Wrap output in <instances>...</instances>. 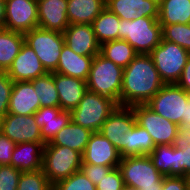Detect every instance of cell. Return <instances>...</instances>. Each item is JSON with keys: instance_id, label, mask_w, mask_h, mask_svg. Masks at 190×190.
Wrapping results in <instances>:
<instances>
[{"instance_id": "44", "label": "cell", "mask_w": 190, "mask_h": 190, "mask_svg": "<svg viewBox=\"0 0 190 190\" xmlns=\"http://www.w3.org/2000/svg\"><path fill=\"white\" fill-rule=\"evenodd\" d=\"M176 84L190 94V58L187 60L182 75Z\"/></svg>"}, {"instance_id": "18", "label": "cell", "mask_w": 190, "mask_h": 190, "mask_svg": "<svg viewBox=\"0 0 190 190\" xmlns=\"http://www.w3.org/2000/svg\"><path fill=\"white\" fill-rule=\"evenodd\" d=\"M105 7L123 20L159 16V0H106Z\"/></svg>"}, {"instance_id": "47", "label": "cell", "mask_w": 190, "mask_h": 190, "mask_svg": "<svg viewBox=\"0 0 190 190\" xmlns=\"http://www.w3.org/2000/svg\"><path fill=\"white\" fill-rule=\"evenodd\" d=\"M184 177L186 179L187 188L190 190V173L186 174Z\"/></svg>"}, {"instance_id": "24", "label": "cell", "mask_w": 190, "mask_h": 190, "mask_svg": "<svg viewBox=\"0 0 190 190\" xmlns=\"http://www.w3.org/2000/svg\"><path fill=\"white\" fill-rule=\"evenodd\" d=\"M122 143L121 157L150 155L155 148L149 133L137 123L125 133Z\"/></svg>"}, {"instance_id": "2", "label": "cell", "mask_w": 190, "mask_h": 190, "mask_svg": "<svg viewBox=\"0 0 190 190\" xmlns=\"http://www.w3.org/2000/svg\"><path fill=\"white\" fill-rule=\"evenodd\" d=\"M127 41L137 54H150L162 40V26L158 18L120 19L118 40Z\"/></svg>"}, {"instance_id": "30", "label": "cell", "mask_w": 190, "mask_h": 190, "mask_svg": "<svg viewBox=\"0 0 190 190\" xmlns=\"http://www.w3.org/2000/svg\"><path fill=\"white\" fill-rule=\"evenodd\" d=\"M100 54L122 68L127 67L138 55L127 41L121 39L103 43Z\"/></svg>"}, {"instance_id": "46", "label": "cell", "mask_w": 190, "mask_h": 190, "mask_svg": "<svg viewBox=\"0 0 190 190\" xmlns=\"http://www.w3.org/2000/svg\"><path fill=\"white\" fill-rule=\"evenodd\" d=\"M5 23V0H0V29L4 28Z\"/></svg>"}, {"instance_id": "1", "label": "cell", "mask_w": 190, "mask_h": 190, "mask_svg": "<svg viewBox=\"0 0 190 190\" xmlns=\"http://www.w3.org/2000/svg\"><path fill=\"white\" fill-rule=\"evenodd\" d=\"M149 54H138L124 68L121 106L146 104L164 86Z\"/></svg>"}, {"instance_id": "17", "label": "cell", "mask_w": 190, "mask_h": 190, "mask_svg": "<svg viewBox=\"0 0 190 190\" xmlns=\"http://www.w3.org/2000/svg\"><path fill=\"white\" fill-rule=\"evenodd\" d=\"M38 27L64 32L70 22L67 17V0H37Z\"/></svg>"}, {"instance_id": "41", "label": "cell", "mask_w": 190, "mask_h": 190, "mask_svg": "<svg viewBox=\"0 0 190 190\" xmlns=\"http://www.w3.org/2000/svg\"><path fill=\"white\" fill-rule=\"evenodd\" d=\"M16 144L0 132V165H11V157Z\"/></svg>"}, {"instance_id": "5", "label": "cell", "mask_w": 190, "mask_h": 190, "mask_svg": "<svg viewBox=\"0 0 190 190\" xmlns=\"http://www.w3.org/2000/svg\"><path fill=\"white\" fill-rule=\"evenodd\" d=\"M117 106L114 100L87 90L78 106L70 112L71 120L92 132H99Z\"/></svg>"}, {"instance_id": "21", "label": "cell", "mask_w": 190, "mask_h": 190, "mask_svg": "<svg viewBox=\"0 0 190 190\" xmlns=\"http://www.w3.org/2000/svg\"><path fill=\"white\" fill-rule=\"evenodd\" d=\"M34 117L41 128V136L45 143L50 142L71 121V113L60 107H41Z\"/></svg>"}, {"instance_id": "43", "label": "cell", "mask_w": 190, "mask_h": 190, "mask_svg": "<svg viewBox=\"0 0 190 190\" xmlns=\"http://www.w3.org/2000/svg\"><path fill=\"white\" fill-rule=\"evenodd\" d=\"M190 144V126H179L178 133L174 139L172 146L174 148L183 149Z\"/></svg>"}, {"instance_id": "8", "label": "cell", "mask_w": 190, "mask_h": 190, "mask_svg": "<svg viewBox=\"0 0 190 190\" xmlns=\"http://www.w3.org/2000/svg\"><path fill=\"white\" fill-rule=\"evenodd\" d=\"M25 43L30 46L48 73L57 69L59 57L65 44L62 32L36 27L24 33Z\"/></svg>"}, {"instance_id": "3", "label": "cell", "mask_w": 190, "mask_h": 190, "mask_svg": "<svg viewBox=\"0 0 190 190\" xmlns=\"http://www.w3.org/2000/svg\"><path fill=\"white\" fill-rule=\"evenodd\" d=\"M124 68L103 57L94 56L86 85L88 91L114 100L121 106V88Z\"/></svg>"}, {"instance_id": "48", "label": "cell", "mask_w": 190, "mask_h": 190, "mask_svg": "<svg viewBox=\"0 0 190 190\" xmlns=\"http://www.w3.org/2000/svg\"><path fill=\"white\" fill-rule=\"evenodd\" d=\"M122 190H139V189L134 188L133 186H129V185L124 184Z\"/></svg>"}, {"instance_id": "36", "label": "cell", "mask_w": 190, "mask_h": 190, "mask_svg": "<svg viewBox=\"0 0 190 190\" xmlns=\"http://www.w3.org/2000/svg\"><path fill=\"white\" fill-rule=\"evenodd\" d=\"M20 175L12 165H0V190H17Z\"/></svg>"}, {"instance_id": "20", "label": "cell", "mask_w": 190, "mask_h": 190, "mask_svg": "<svg viewBox=\"0 0 190 190\" xmlns=\"http://www.w3.org/2000/svg\"><path fill=\"white\" fill-rule=\"evenodd\" d=\"M54 83L58 91L59 107L69 112L78 106L88 90L86 81L56 72H54Z\"/></svg>"}, {"instance_id": "12", "label": "cell", "mask_w": 190, "mask_h": 190, "mask_svg": "<svg viewBox=\"0 0 190 190\" xmlns=\"http://www.w3.org/2000/svg\"><path fill=\"white\" fill-rule=\"evenodd\" d=\"M0 132L15 144L26 142H44L41 128L33 115L7 114L0 118Z\"/></svg>"}, {"instance_id": "27", "label": "cell", "mask_w": 190, "mask_h": 190, "mask_svg": "<svg viewBox=\"0 0 190 190\" xmlns=\"http://www.w3.org/2000/svg\"><path fill=\"white\" fill-rule=\"evenodd\" d=\"M24 42V33L0 29V72H7Z\"/></svg>"}, {"instance_id": "28", "label": "cell", "mask_w": 190, "mask_h": 190, "mask_svg": "<svg viewBox=\"0 0 190 190\" xmlns=\"http://www.w3.org/2000/svg\"><path fill=\"white\" fill-rule=\"evenodd\" d=\"M161 25L190 24V0H159Z\"/></svg>"}, {"instance_id": "10", "label": "cell", "mask_w": 190, "mask_h": 190, "mask_svg": "<svg viewBox=\"0 0 190 190\" xmlns=\"http://www.w3.org/2000/svg\"><path fill=\"white\" fill-rule=\"evenodd\" d=\"M136 117V123L144 128L155 146L172 145L178 133V125L155 113L146 104L131 106Z\"/></svg>"}, {"instance_id": "14", "label": "cell", "mask_w": 190, "mask_h": 190, "mask_svg": "<svg viewBox=\"0 0 190 190\" xmlns=\"http://www.w3.org/2000/svg\"><path fill=\"white\" fill-rule=\"evenodd\" d=\"M135 123L136 117L132 107L118 105L102 124L99 133L106 137L121 152L124 135L131 130Z\"/></svg>"}, {"instance_id": "34", "label": "cell", "mask_w": 190, "mask_h": 190, "mask_svg": "<svg viewBox=\"0 0 190 190\" xmlns=\"http://www.w3.org/2000/svg\"><path fill=\"white\" fill-rule=\"evenodd\" d=\"M17 190H53V185L48 180L42 169L21 172Z\"/></svg>"}, {"instance_id": "22", "label": "cell", "mask_w": 190, "mask_h": 190, "mask_svg": "<svg viewBox=\"0 0 190 190\" xmlns=\"http://www.w3.org/2000/svg\"><path fill=\"white\" fill-rule=\"evenodd\" d=\"M45 144V142H26L16 144L11 157V165L21 172L42 169Z\"/></svg>"}, {"instance_id": "40", "label": "cell", "mask_w": 190, "mask_h": 190, "mask_svg": "<svg viewBox=\"0 0 190 190\" xmlns=\"http://www.w3.org/2000/svg\"><path fill=\"white\" fill-rule=\"evenodd\" d=\"M190 173V144L183 149L176 148V176Z\"/></svg>"}, {"instance_id": "38", "label": "cell", "mask_w": 190, "mask_h": 190, "mask_svg": "<svg viewBox=\"0 0 190 190\" xmlns=\"http://www.w3.org/2000/svg\"><path fill=\"white\" fill-rule=\"evenodd\" d=\"M95 186L96 190H122L124 182L118 167L112 168Z\"/></svg>"}, {"instance_id": "37", "label": "cell", "mask_w": 190, "mask_h": 190, "mask_svg": "<svg viewBox=\"0 0 190 190\" xmlns=\"http://www.w3.org/2000/svg\"><path fill=\"white\" fill-rule=\"evenodd\" d=\"M13 83L6 72H0V118L8 114Z\"/></svg>"}, {"instance_id": "15", "label": "cell", "mask_w": 190, "mask_h": 190, "mask_svg": "<svg viewBox=\"0 0 190 190\" xmlns=\"http://www.w3.org/2000/svg\"><path fill=\"white\" fill-rule=\"evenodd\" d=\"M7 75L13 82L32 81L48 72L43 67L34 50L25 42L19 54L7 70Z\"/></svg>"}, {"instance_id": "13", "label": "cell", "mask_w": 190, "mask_h": 190, "mask_svg": "<svg viewBox=\"0 0 190 190\" xmlns=\"http://www.w3.org/2000/svg\"><path fill=\"white\" fill-rule=\"evenodd\" d=\"M118 149L99 132H93L82 154V163L116 168L121 162Z\"/></svg>"}, {"instance_id": "42", "label": "cell", "mask_w": 190, "mask_h": 190, "mask_svg": "<svg viewBox=\"0 0 190 190\" xmlns=\"http://www.w3.org/2000/svg\"><path fill=\"white\" fill-rule=\"evenodd\" d=\"M162 190H188L184 176H164Z\"/></svg>"}, {"instance_id": "26", "label": "cell", "mask_w": 190, "mask_h": 190, "mask_svg": "<svg viewBox=\"0 0 190 190\" xmlns=\"http://www.w3.org/2000/svg\"><path fill=\"white\" fill-rule=\"evenodd\" d=\"M92 133L89 129L83 128L71 120L48 143L50 145L66 146L83 154Z\"/></svg>"}, {"instance_id": "31", "label": "cell", "mask_w": 190, "mask_h": 190, "mask_svg": "<svg viewBox=\"0 0 190 190\" xmlns=\"http://www.w3.org/2000/svg\"><path fill=\"white\" fill-rule=\"evenodd\" d=\"M40 107H59V96L54 83V72L32 80Z\"/></svg>"}, {"instance_id": "7", "label": "cell", "mask_w": 190, "mask_h": 190, "mask_svg": "<svg viewBox=\"0 0 190 190\" xmlns=\"http://www.w3.org/2000/svg\"><path fill=\"white\" fill-rule=\"evenodd\" d=\"M164 84H176L183 72L190 52L166 40L149 54Z\"/></svg>"}, {"instance_id": "35", "label": "cell", "mask_w": 190, "mask_h": 190, "mask_svg": "<svg viewBox=\"0 0 190 190\" xmlns=\"http://www.w3.org/2000/svg\"><path fill=\"white\" fill-rule=\"evenodd\" d=\"M53 190H96V186L79 170L55 183Z\"/></svg>"}, {"instance_id": "25", "label": "cell", "mask_w": 190, "mask_h": 190, "mask_svg": "<svg viewBox=\"0 0 190 190\" xmlns=\"http://www.w3.org/2000/svg\"><path fill=\"white\" fill-rule=\"evenodd\" d=\"M106 0H67V17L70 24H92L105 8Z\"/></svg>"}, {"instance_id": "29", "label": "cell", "mask_w": 190, "mask_h": 190, "mask_svg": "<svg viewBox=\"0 0 190 190\" xmlns=\"http://www.w3.org/2000/svg\"><path fill=\"white\" fill-rule=\"evenodd\" d=\"M120 18L107 7L92 22V27L97 41L103 43L118 40V26Z\"/></svg>"}, {"instance_id": "39", "label": "cell", "mask_w": 190, "mask_h": 190, "mask_svg": "<svg viewBox=\"0 0 190 190\" xmlns=\"http://www.w3.org/2000/svg\"><path fill=\"white\" fill-rule=\"evenodd\" d=\"M113 167L103 166V165H93L88 163H82L80 170L84 175L89 178L94 185L98 184L104 175L112 169Z\"/></svg>"}, {"instance_id": "6", "label": "cell", "mask_w": 190, "mask_h": 190, "mask_svg": "<svg viewBox=\"0 0 190 190\" xmlns=\"http://www.w3.org/2000/svg\"><path fill=\"white\" fill-rule=\"evenodd\" d=\"M81 165L80 152L66 146L45 144L42 170L52 185L79 171Z\"/></svg>"}, {"instance_id": "4", "label": "cell", "mask_w": 190, "mask_h": 190, "mask_svg": "<svg viewBox=\"0 0 190 190\" xmlns=\"http://www.w3.org/2000/svg\"><path fill=\"white\" fill-rule=\"evenodd\" d=\"M118 169L126 185L139 190H162L164 176L149 155L123 157Z\"/></svg>"}, {"instance_id": "19", "label": "cell", "mask_w": 190, "mask_h": 190, "mask_svg": "<svg viewBox=\"0 0 190 190\" xmlns=\"http://www.w3.org/2000/svg\"><path fill=\"white\" fill-rule=\"evenodd\" d=\"M40 100L32 81L13 83L8 113L17 115H33L40 109Z\"/></svg>"}, {"instance_id": "11", "label": "cell", "mask_w": 190, "mask_h": 190, "mask_svg": "<svg viewBox=\"0 0 190 190\" xmlns=\"http://www.w3.org/2000/svg\"><path fill=\"white\" fill-rule=\"evenodd\" d=\"M36 27L37 0H5V29L25 33Z\"/></svg>"}, {"instance_id": "32", "label": "cell", "mask_w": 190, "mask_h": 190, "mask_svg": "<svg viewBox=\"0 0 190 190\" xmlns=\"http://www.w3.org/2000/svg\"><path fill=\"white\" fill-rule=\"evenodd\" d=\"M149 156L163 176H176V148L172 145L155 146Z\"/></svg>"}, {"instance_id": "45", "label": "cell", "mask_w": 190, "mask_h": 190, "mask_svg": "<svg viewBox=\"0 0 190 190\" xmlns=\"http://www.w3.org/2000/svg\"><path fill=\"white\" fill-rule=\"evenodd\" d=\"M180 126H190V94L186 105L185 117L182 119Z\"/></svg>"}, {"instance_id": "16", "label": "cell", "mask_w": 190, "mask_h": 190, "mask_svg": "<svg viewBox=\"0 0 190 190\" xmlns=\"http://www.w3.org/2000/svg\"><path fill=\"white\" fill-rule=\"evenodd\" d=\"M65 45L81 56H96L101 45L96 39L91 24H69L63 32Z\"/></svg>"}, {"instance_id": "23", "label": "cell", "mask_w": 190, "mask_h": 190, "mask_svg": "<svg viewBox=\"0 0 190 190\" xmlns=\"http://www.w3.org/2000/svg\"><path fill=\"white\" fill-rule=\"evenodd\" d=\"M94 56H81L64 44L56 73L87 81Z\"/></svg>"}, {"instance_id": "33", "label": "cell", "mask_w": 190, "mask_h": 190, "mask_svg": "<svg viewBox=\"0 0 190 190\" xmlns=\"http://www.w3.org/2000/svg\"><path fill=\"white\" fill-rule=\"evenodd\" d=\"M162 26V40L183 47L190 52V24H171Z\"/></svg>"}, {"instance_id": "9", "label": "cell", "mask_w": 190, "mask_h": 190, "mask_svg": "<svg viewBox=\"0 0 190 190\" xmlns=\"http://www.w3.org/2000/svg\"><path fill=\"white\" fill-rule=\"evenodd\" d=\"M189 94L177 84H165L146 105L163 118L181 125Z\"/></svg>"}]
</instances>
